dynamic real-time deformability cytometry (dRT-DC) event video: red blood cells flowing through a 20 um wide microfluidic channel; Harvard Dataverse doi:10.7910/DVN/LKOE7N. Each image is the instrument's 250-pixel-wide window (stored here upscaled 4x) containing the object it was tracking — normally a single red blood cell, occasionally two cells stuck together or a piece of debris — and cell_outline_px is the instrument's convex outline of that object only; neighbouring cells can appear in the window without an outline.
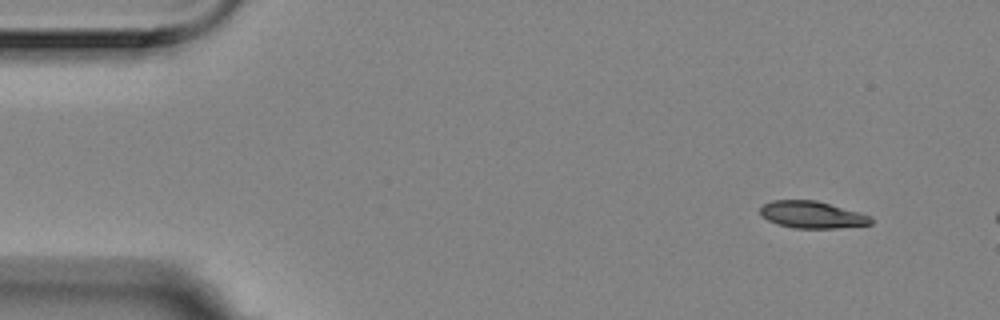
{"species": "Egyptian fruit bat (a non-hibernating species)", "species_latin": "Rousettus aegyptiacus", "temperature_condition": "room temperature", "stored_images_in_passage": 2, "segment_of_instrument_passage": [2, 2], "camera_frame_rate_fps": 3000, "um_per_image_px": 0.085, "animal": {"sex": "female"}, "frame": {"image": 1, "passage_image": 2, "time_ms": 0.333, "image_size_px": [1000, 320], "cell_outline_px": [[872, 224], [836, 228], [792, 228], [776, 224], [760, 216], [760, 208], [764, 204], [772, 200], [816, 200], [872, 216]], "centroid_in_image_um": [68.99, 18.25], "position_along_channel_um": 16.0, "area_um2": 17.46}}